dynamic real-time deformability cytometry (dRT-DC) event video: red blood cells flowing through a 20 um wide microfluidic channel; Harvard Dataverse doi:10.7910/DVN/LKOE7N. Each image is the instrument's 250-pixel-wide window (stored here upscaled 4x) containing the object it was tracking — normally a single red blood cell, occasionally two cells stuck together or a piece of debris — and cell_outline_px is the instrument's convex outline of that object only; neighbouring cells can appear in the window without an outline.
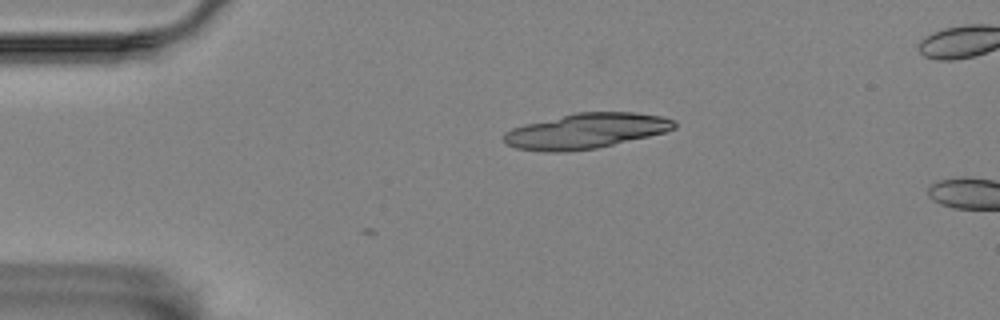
{"species": "Egyptian fruit bat (a non-hibernating species)", "species_latin": "Rousettus aegyptiacus", "temperature_condition": "room temperature", "stored_images_in_passage": 5, "camera_frame_rate_fps": 3000, "um_per_image_px": 0.085, "animal": {"sex": "female"}, "frame": {"image": 1, "passage_image": 5, "time_ms": 1.333, "image_size_px": [1000, 320], "cell_outline_px": [[676, 128], [664, 132], [648, 136], [596, 148], [564, 152], [544, 152], [516, 148], [508, 144], [504, 140], [504, 132], [512, 128], [524, 124], [576, 112], [632, 112], [660, 116], [676, 120]], "centroid_in_image_um": [49.79, 11.13], "position_along_channel_um": 35.2, "area_um2": 34.85}}